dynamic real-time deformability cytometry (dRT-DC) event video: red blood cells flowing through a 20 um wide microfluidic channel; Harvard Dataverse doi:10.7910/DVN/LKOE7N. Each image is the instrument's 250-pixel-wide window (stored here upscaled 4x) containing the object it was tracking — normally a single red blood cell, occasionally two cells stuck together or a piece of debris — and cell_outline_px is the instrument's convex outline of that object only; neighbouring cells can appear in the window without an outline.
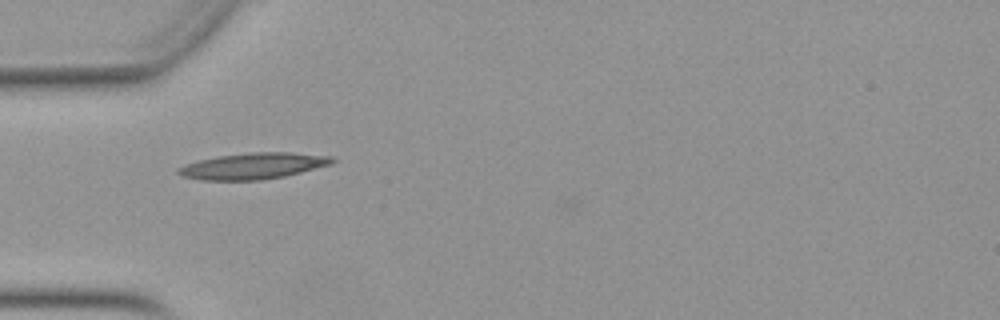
{"species": "Egyptian fruit bat (a non-hibernating species)", "species_latin": "Rousettus aegyptiacus", "temperature_condition": "warm", "stored_images_in_passage": 36, "camera_frame_rate_fps": 3000, "um_per_image_px": 0.085, "animal": {"sex": "female"}, "frame": {"image": 1, "passage_image": 1, "time_ms": 0.0, "image_size_px": [1000, 320], "cell_outline_px": [[336, 160], [332, 164], [284, 176], [260, 180], [204, 180], [184, 176], [176, 172], [176, 168], [184, 164], [196, 160], [220, 156], [248, 152], [292, 152], [332, 156]], "centroid_in_image_um": [21.52, 14.09], "position_along_channel_um": 63.5, "area_um2": 23.52}}
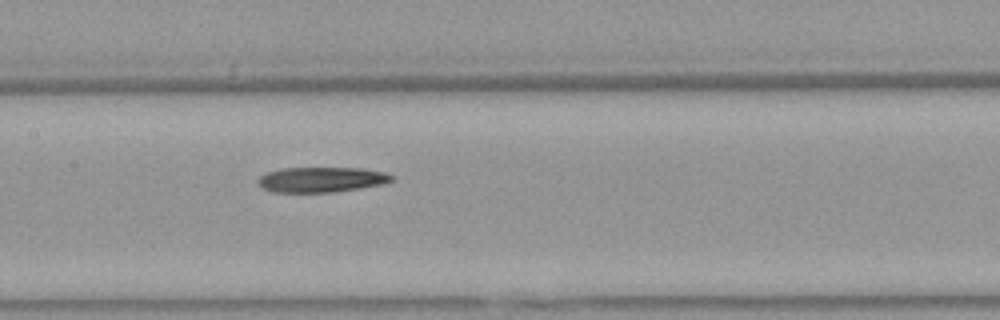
{"frame": {"image": 2, "passage_image": 10, "time_ms": 3.0, "image_size_px": [1000, 320], "cell_outline_px": [[396, 180], [384, 184], [336, 192], [272, 192], [260, 188], [256, 180], [260, 176], [268, 172], [280, 168], [360, 168], [384, 172], [396, 176]], "centroid_in_image_um": [27.34, 15.27], "position_along_channel_um": 180.1, "area_um2": 19.94}}
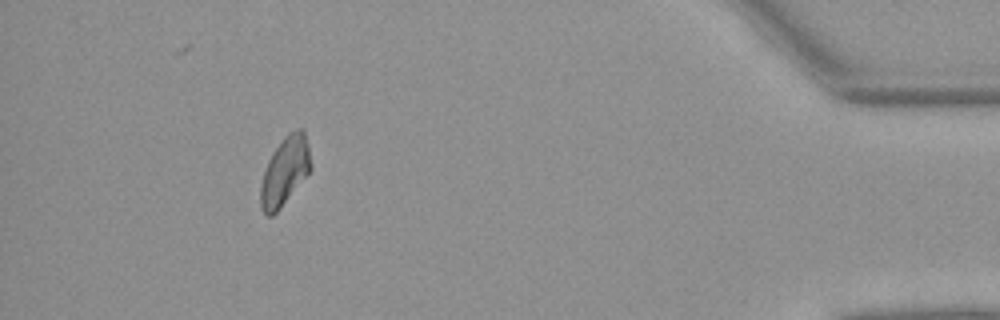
{"frame": {"image": 3, "passage_image": 32, "time_ms": 10.333, "image_size_px": [1000, 320], "cell_outline_px": [[312, 168], [280, 208], [272, 216], [268, 216], [260, 208], [260, 184], [268, 160], [272, 152], [284, 136], [288, 132], [300, 128], [304, 128]], "centroid_in_image_um": [24.19, 14.53], "position_along_channel_um": 411.0, "area_um2": 19.88}}